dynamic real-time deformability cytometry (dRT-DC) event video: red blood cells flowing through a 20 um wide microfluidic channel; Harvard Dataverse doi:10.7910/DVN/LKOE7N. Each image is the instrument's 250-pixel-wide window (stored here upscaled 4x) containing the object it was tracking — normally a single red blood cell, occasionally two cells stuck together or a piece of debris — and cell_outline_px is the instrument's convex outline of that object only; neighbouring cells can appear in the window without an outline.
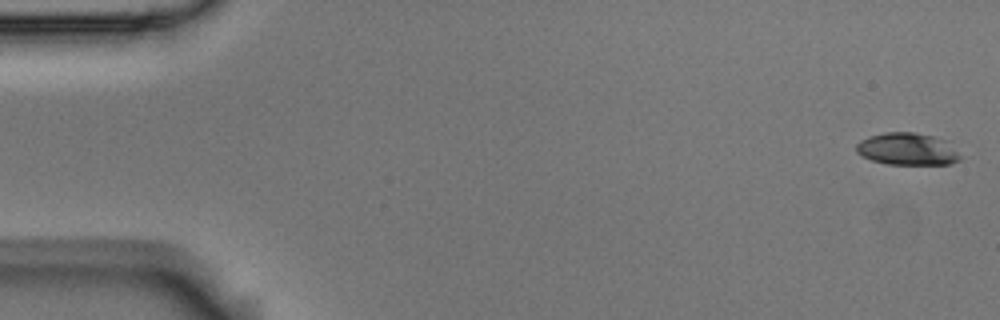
{"species": "Egyptian fruit bat (a non-hibernating species)", "species_latin": "Rousettus aegyptiacus", "temperature_condition": "room temperature", "stored_images_in_passage": 6, "camera_frame_rate_fps": 3000, "um_per_image_px": 0.085, "animal": {"sex": "male"}, "frame": {"image": 1, "passage_image": 1, "time_ms": 0.0, "image_size_px": [1000, 320], "cell_outline_px": [[960, 160], [952, 164], [888, 164], [872, 160], [856, 152], [856, 144], [860, 140], [868, 136], [884, 132], [916, 132], [936, 136], [952, 140], [960, 156]], "centroid_in_image_um": [77.2, 12.64], "position_along_channel_um": 7.8, "area_um2": 20.0}}
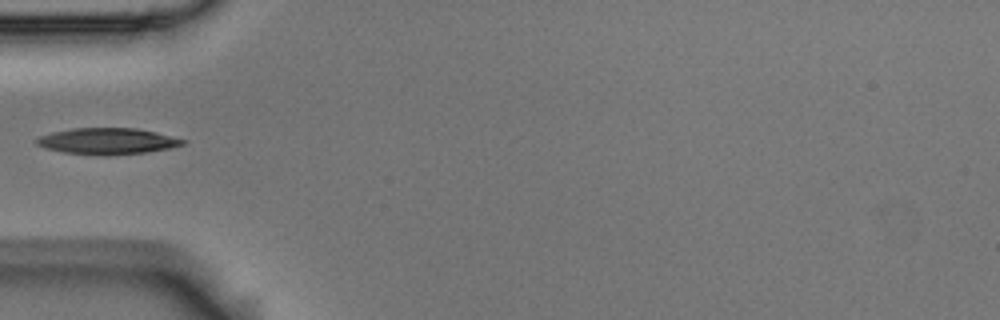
{"frame": {"image": 2, "passage_image": 5, "time_ms": 1.333, "image_size_px": [1000, 320], "cell_outline_px": [[188, 140], [184, 144], [168, 148], [148, 152], [108, 156], [100, 156], [64, 152], [44, 148], [36, 144], [32, 140], [40, 136], [52, 132], [72, 128], [136, 128], [156, 132]], "centroid_in_image_um": [9.1, 12.0], "position_along_channel_um": 75.9, "area_um2": 22.66}}
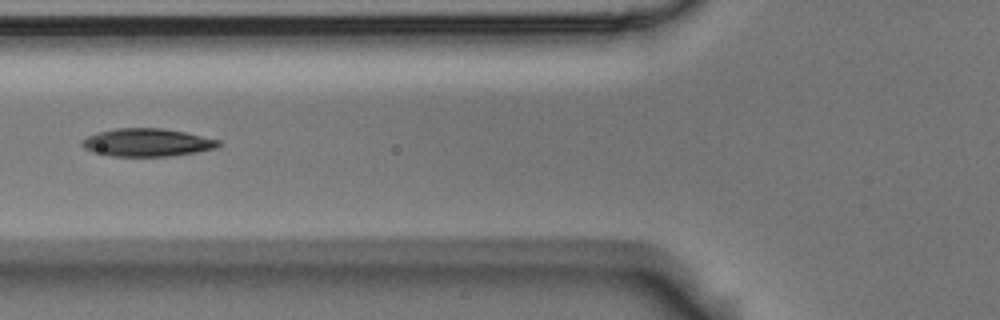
{"frame": {"image": 3, "passage_image": 6, "time_ms": 1.667, "image_size_px": [1000, 320], "cell_outline_px": [[220, 144], [216, 148], [196, 152], [172, 156], [112, 156], [92, 152], [84, 148], [80, 144], [80, 140], [96, 132], [116, 128], [164, 128], [184, 132], [220, 140]], "centroid_in_image_um": [12.46, 12.11], "position_along_channel_um": 113.3, "area_um2": 22.31}}